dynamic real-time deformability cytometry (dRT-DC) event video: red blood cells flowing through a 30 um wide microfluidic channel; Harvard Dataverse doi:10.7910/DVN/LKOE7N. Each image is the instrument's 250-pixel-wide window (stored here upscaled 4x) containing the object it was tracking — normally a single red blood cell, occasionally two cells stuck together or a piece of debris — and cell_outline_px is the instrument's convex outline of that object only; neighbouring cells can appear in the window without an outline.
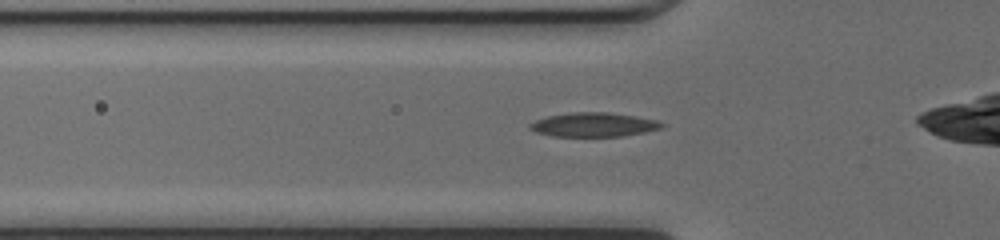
{"species": "common noctule bat (a hibernating species)", "species_latin": "Nyctalus noctula", "temperature_condition": "cold", "stored_images_in_passage": 32, "camera_frame_rate_fps": 3000, "um_per_image_px": 0.085, "animal": {"sex": "female", "body_mass_g": 17.0, "forearm_length_mm": 48.0}, "frame": {"image": 1, "passage_image": 6, "time_ms": 1.667, "image_size_px": [1000, 240], "cell_outline_px": [[664, 124], [660, 128], [644, 132], [620, 136], [552, 136], [536, 132], [528, 128], [528, 124], [536, 120], [548, 116], [572, 112], [608, 112], [636, 116], [656, 120]], "centroid_in_image_um": [50.42, 10.59], "position_along_channel_um": 75.4, "area_um2": 18.38}}
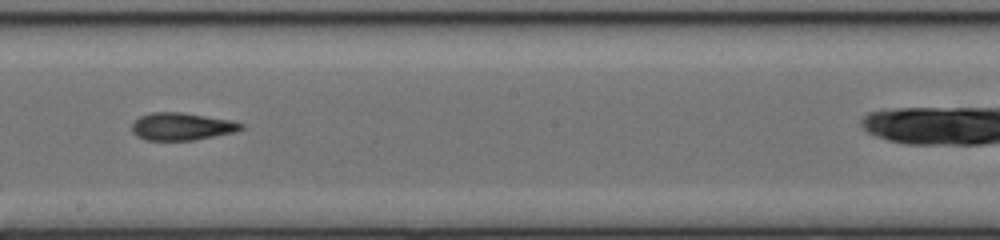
{"frame": {"image": 2, "passage_image": 17, "time_ms": 5.333, "image_size_px": [1000, 240], "cell_outline_px": [[244, 128], [236, 132], [192, 140], [148, 140], [136, 136], [132, 132], [132, 124], [140, 116], [148, 112], [180, 112], [232, 120], [244, 124]], "centroid_in_image_um": [15.45, 10.74], "position_along_channel_um": 232.7, "area_um2": 17.51}}
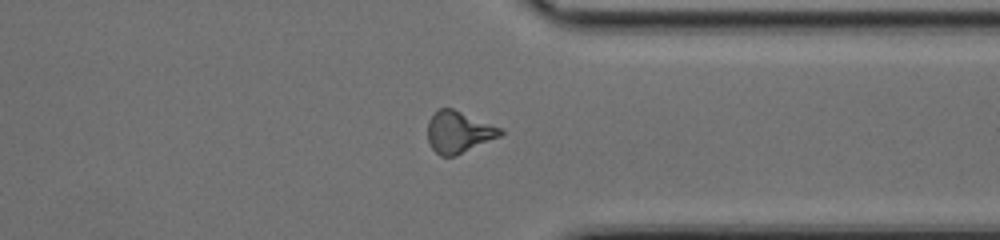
{"frame": {"image": 3, "passage_image": 27, "time_ms": 8.667, "image_size_px": [1000, 240], "cell_outline_px": [[504, 132], [500, 136], [456, 156], [440, 156], [432, 148], [428, 140], [428, 120], [440, 108], [452, 108], [500, 128]], "centroid_in_image_um": [38.96, 11.24], "position_along_channel_um": 372.4, "area_um2": 17.34}, "authors_computed_cell_mechanics": {"area_um2": 18.0047, "velocity_mm_per_s": 4.2691, "shape_relaxation_time_tau1_ms": 9.3727, "shape_relaxation_time_tau2_ms": 3.9309, "deformation_change_tau1": 0.2572, "deformation_change_tau2": 0.1277}}